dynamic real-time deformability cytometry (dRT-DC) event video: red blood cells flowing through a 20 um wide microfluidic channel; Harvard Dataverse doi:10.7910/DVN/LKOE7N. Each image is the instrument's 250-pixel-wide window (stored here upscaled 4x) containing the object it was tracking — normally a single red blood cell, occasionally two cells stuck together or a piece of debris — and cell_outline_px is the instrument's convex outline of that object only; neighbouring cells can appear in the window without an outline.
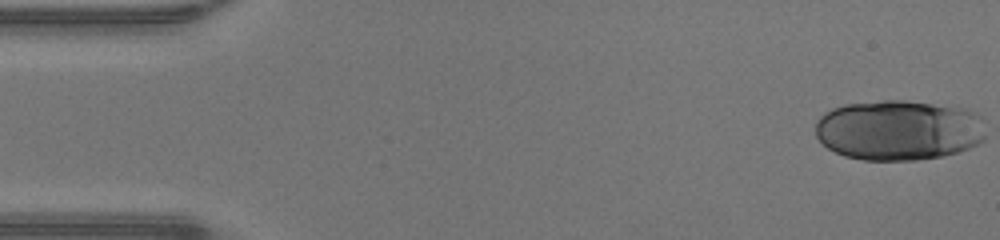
{"species": "human", "species_latin": "Homo sapiens", "temperature_condition": "warm", "stored_images_in_passage": 17, "camera_frame_rate_fps": 3000, "um_per_image_px": 0.085, "donor": {"sex": "male"}, "frame": {"image": 1, "passage_image": 1, "time_ms": 0.0, "image_size_px": [1000, 240], "cell_outline_px": [[984, 140], [968, 148], [956, 152], [940, 156], [916, 160], [864, 160], [844, 156], [828, 148], [816, 136], [816, 120], [824, 112], [832, 108], [844, 104], [884, 100], [904, 100], [968, 108], [984, 116]], "centroid_in_image_um": [76.41, 11.04], "position_along_channel_um": 8.6, "area_um2": 60.46}}
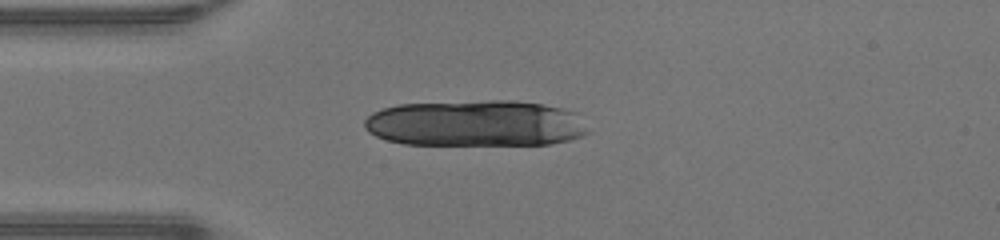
{"frame": {"image": 2, "passage_image": 12, "time_ms": 3.667, "image_size_px": [1000, 240], "cell_outline_px": [[588, 132], [580, 136], [568, 140], [552, 144], [404, 144], [388, 140], [376, 136], [368, 132], [364, 128], [364, 120], [372, 112], [384, 108], [400, 104], [488, 100], [516, 100], [540, 104], [560, 108], [576, 112]], "centroid_in_image_um": [40.39, 10.48], "position_along_channel_um": 44.6, "area_um2": 60.11}}